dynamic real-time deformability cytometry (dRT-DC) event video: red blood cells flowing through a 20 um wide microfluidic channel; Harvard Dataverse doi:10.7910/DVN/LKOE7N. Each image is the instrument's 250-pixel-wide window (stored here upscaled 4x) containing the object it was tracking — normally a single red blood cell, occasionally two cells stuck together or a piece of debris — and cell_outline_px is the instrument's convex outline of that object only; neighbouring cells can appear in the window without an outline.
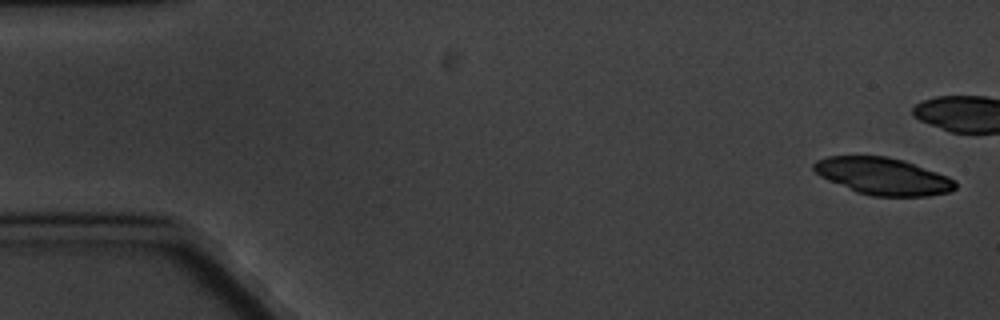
{"species": "common noctule bat (a hibernating species)", "species_latin": "Nyctalus noctula", "temperature_condition": "cold", "stored_images_in_passage": 6, "camera_frame_rate_fps": 3000, "um_per_image_px": 0.085, "animal": {"sex": "male", "body_mass_g": 20.1, "forearm_length_mm": 53.5}, "frame": {"image": 1, "passage_image": 1, "time_ms": 0.0, "image_size_px": [1000, 320], "cell_outline_px": [[956, 188], [948, 192], [928, 196], [872, 196], [856, 192], [828, 180], [820, 176], [812, 168], [812, 164], [816, 160], [828, 156], [888, 156], [904, 160], [948, 176], [956, 180]], "centroid_in_image_um": [75.05, 14.97], "position_along_channel_um": 10.0, "area_um2": 30.63}}